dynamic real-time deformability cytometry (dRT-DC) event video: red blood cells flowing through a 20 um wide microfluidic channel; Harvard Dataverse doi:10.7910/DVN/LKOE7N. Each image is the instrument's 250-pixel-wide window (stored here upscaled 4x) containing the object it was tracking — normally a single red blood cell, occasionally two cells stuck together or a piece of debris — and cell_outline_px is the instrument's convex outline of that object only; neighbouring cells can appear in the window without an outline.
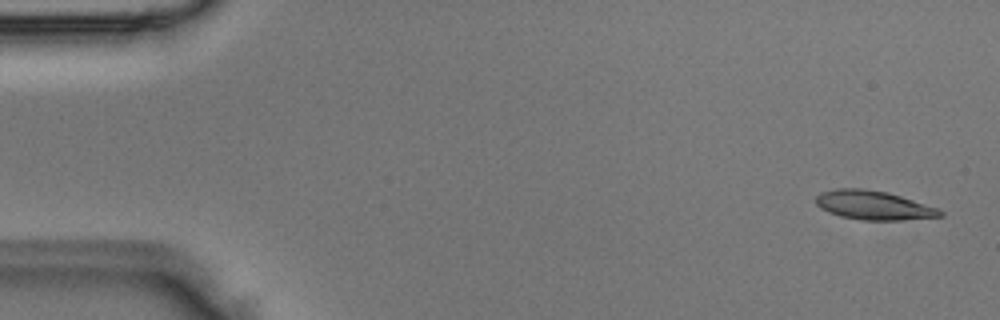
{"species": "Egyptian fruit bat (a non-hibernating species)", "species_latin": "Rousettus aegyptiacus", "temperature_condition": "room temperature", "stored_images_in_passage": 4, "camera_frame_rate_fps": 3000, "um_per_image_px": 0.085, "animal": {"sex": "male"}, "frame": {"image": 1, "passage_image": 1, "time_ms": 0.0, "image_size_px": [1000, 320], "cell_outline_px": [[944, 216], [900, 220], [860, 220], [840, 216], [828, 212], [820, 208], [816, 204], [816, 196], [820, 192], [836, 188], [860, 188], [888, 192], [936, 208], [944, 212]], "centroid_in_image_um": [74.2, 17.44], "position_along_channel_um": 10.8, "area_um2": 20.92}}
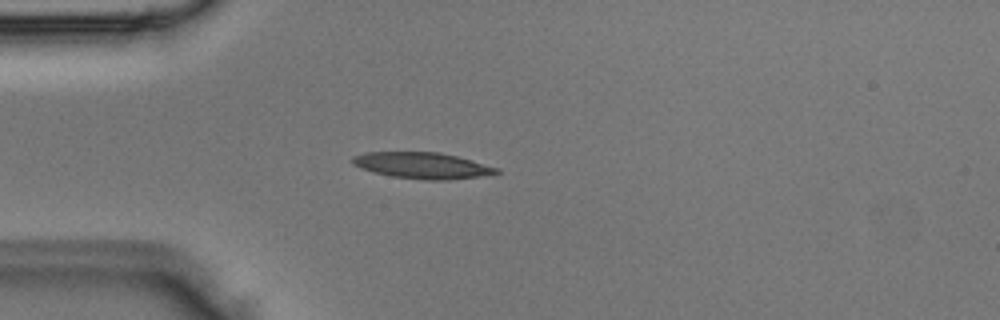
{"frame": {"image": 2, "passage_image": 4, "time_ms": 1.0, "image_size_px": [1000, 320], "cell_outline_px": [[500, 172], [480, 176], [448, 180], [428, 180], [392, 176], [372, 172], [360, 168], [352, 164], [352, 156], [364, 152], [440, 152], [472, 160], [500, 168]], "centroid_in_image_um": [35.88, 14.06], "position_along_channel_um": 49.1, "area_um2": 22.02}}